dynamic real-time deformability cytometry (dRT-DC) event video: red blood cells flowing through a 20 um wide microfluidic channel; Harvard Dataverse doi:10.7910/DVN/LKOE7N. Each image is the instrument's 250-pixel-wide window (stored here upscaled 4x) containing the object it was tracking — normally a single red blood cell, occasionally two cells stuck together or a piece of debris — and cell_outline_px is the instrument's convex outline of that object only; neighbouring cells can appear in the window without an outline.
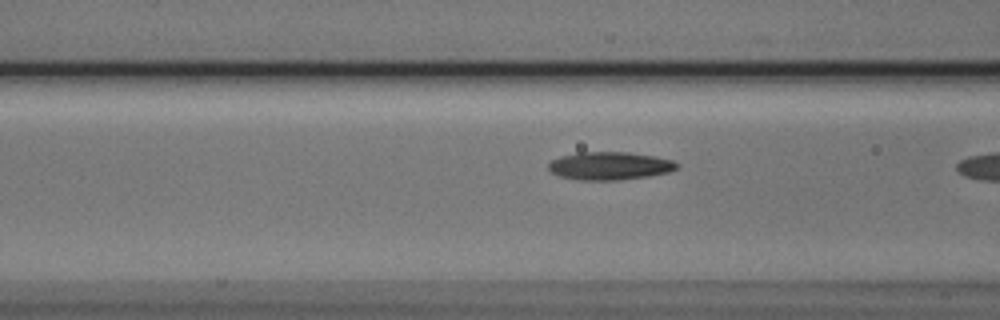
{"species": "Egyptian fruit bat (a non-hibernating species)", "species_latin": "Rousettus aegyptiacus", "temperature_condition": "cold", "stored_images_in_passage": 17, "camera_frame_rate_fps": 3000, "um_per_image_px": 0.085, "animal": {"sex": "male"}, "frame": {"image": 1, "passage_image": 16, "time_ms": 5.0, "image_size_px": [1000, 320], "cell_outline_px": [[680, 164], [676, 168], [668, 172], [648, 176], [620, 180], [576, 180], [560, 176], [552, 172], [548, 168], [548, 164], [552, 160], [560, 156], [580, 152], [628, 152], [656, 156], [672, 160]], "centroid_in_image_um": [51.82, 14.09], "position_along_channel_um": 114.8, "area_um2": 20.98}}